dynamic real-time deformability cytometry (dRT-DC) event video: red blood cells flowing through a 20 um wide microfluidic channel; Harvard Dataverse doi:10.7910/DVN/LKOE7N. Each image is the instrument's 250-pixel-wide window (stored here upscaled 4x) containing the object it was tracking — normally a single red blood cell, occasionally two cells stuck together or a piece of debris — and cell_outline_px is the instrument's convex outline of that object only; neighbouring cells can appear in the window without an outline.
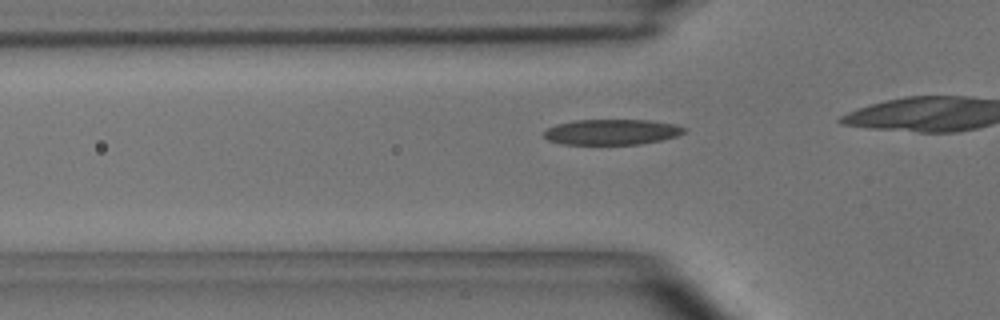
{"species": "common noctule bat (a hibernating species)", "species_latin": "Nyctalus noctula", "temperature_condition": "room temperature", "stored_images_in_passage": 20, "camera_frame_rate_fps": 3000, "um_per_image_px": 0.085, "animal": {"sex": "male", "body_mass_g": 15.6}, "frame": {"image": 1, "passage_image": 9, "time_ms": 2.667, "image_size_px": [1000, 320], "cell_outline_px": [[688, 128], [684, 132], [676, 136], [660, 140], [640, 144], [564, 144], [548, 140], [544, 136], [544, 132], [548, 128], [556, 124], [576, 120], [648, 120], [676, 124]], "centroid_in_image_um": [52.02, 11.21], "position_along_channel_um": 73.8, "area_um2": 20.75}}